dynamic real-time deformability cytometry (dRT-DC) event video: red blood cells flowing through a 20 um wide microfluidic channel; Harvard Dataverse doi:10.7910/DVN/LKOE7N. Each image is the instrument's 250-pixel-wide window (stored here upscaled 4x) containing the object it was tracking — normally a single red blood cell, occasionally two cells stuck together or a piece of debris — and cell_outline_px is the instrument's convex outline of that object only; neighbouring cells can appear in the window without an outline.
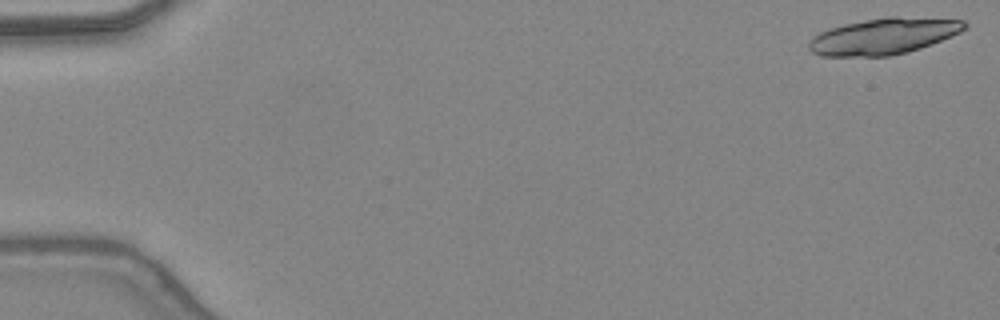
{"species": "common noctule bat (a hibernating species)", "species_latin": "Nyctalus noctula", "temperature_condition": "warm", "stored_images_in_passage": 19, "camera_frame_rate_fps": 3000, "um_per_image_px": 0.085, "animal": {"sex": "female", "body_mass_g": 24.6, "forearm_length_mm": 56.2}, "frame": {"image": 1, "passage_image": 1, "time_ms": 0.0, "image_size_px": [1000, 320], "cell_outline_px": [[968, 28], [960, 32], [932, 44], [908, 52], [892, 56], [820, 56], [812, 52], [808, 48], [808, 44], [820, 32], [844, 24], [864, 20], [888, 16], [896, 16], [964, 20], [968, 24]], "centroid_in_image_um": [75.15, 3.08], "position_along_channel_um": 9.9, "area_um2": 32.83}}